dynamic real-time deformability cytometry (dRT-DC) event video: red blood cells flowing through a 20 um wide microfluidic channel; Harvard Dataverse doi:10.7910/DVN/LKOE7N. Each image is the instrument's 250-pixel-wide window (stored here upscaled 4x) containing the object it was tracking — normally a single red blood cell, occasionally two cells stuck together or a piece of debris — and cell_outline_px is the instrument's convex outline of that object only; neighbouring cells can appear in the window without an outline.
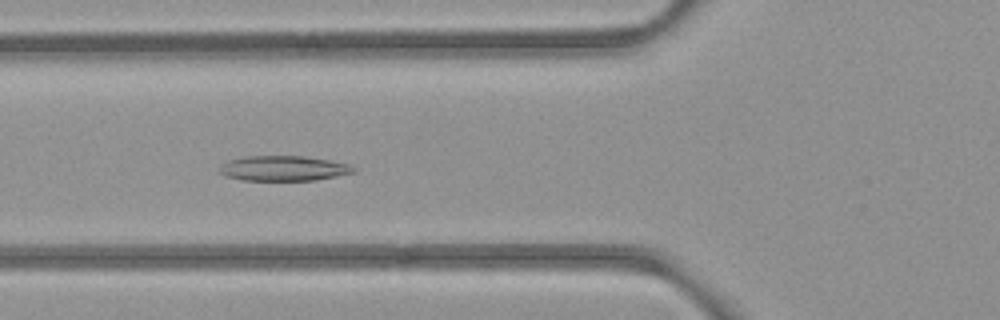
{"species": "common noctule bat (a hibernating species)", "species_latin": "Nyctalus noctula", "temperature_condition": "room temperature", "stored_images_in_passage": 53, "camera_frame_rate_fps": 3000, "um_per_image_px": 0.085, "animal": {"sex": "female", "body_mass_g": 21.9}, "frame": {"image": 1, "passage_image": 20, "time_ms": 6.333, "image_size_px": [1000, 320], "cell_outline_px": [[356, 172], [316, 180], [240, 180], [224, 176], [216, 168], [220, 164], [228, 160], [244, 156], [304, 156], [328, 160], [348, 164], [356, 168]], "centroid_in_image_um": [24.03, 14.31], "position_along_channel_um": 101.8, "area_um2": 19.77}}
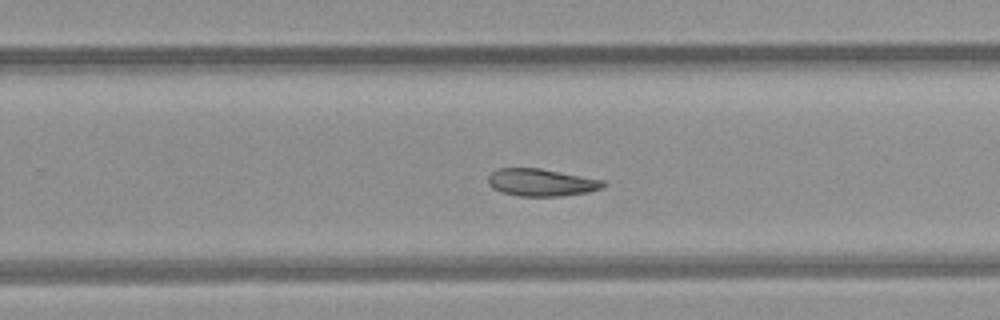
{"frame": {"image": 2, "passage_image": 34, "time_ms": 11.0, "image_size_px": [1000, 320], "cell_outline_px": [[604, 184], [600, 188], [588, 192], [560, 196], [520, 196], [500, 192], [492, 188], [488, 184], [488, 176], [496, 168], [540, 168], [604, 180]], "centroid_in_image_um": [45.95, 15.5], "position_along_channel_um": 283.8, "area_um2": 18.32}}
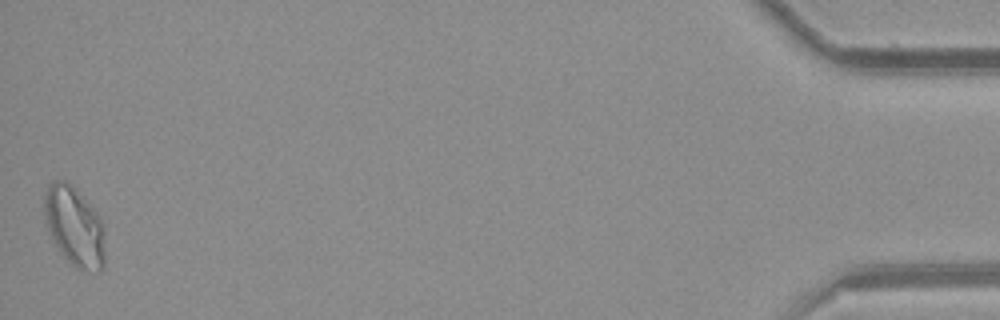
{"frame": {"image": 3, "passage_image": 53, "time_ms": 17.333, "image_size_px": [1000, 320], "cell_outline_px": [[104, 268], [100, 272], [80, 272], [60, 252], [52, 240], [44, 216], [44, 192], [48, 184], [52, 180], [64, 180], [100, 216], [104, 228]], "centroid_in_image_um": [6.33, 19.31], "position_along_channel_um": 428.9, "area_um2": 28.15}}